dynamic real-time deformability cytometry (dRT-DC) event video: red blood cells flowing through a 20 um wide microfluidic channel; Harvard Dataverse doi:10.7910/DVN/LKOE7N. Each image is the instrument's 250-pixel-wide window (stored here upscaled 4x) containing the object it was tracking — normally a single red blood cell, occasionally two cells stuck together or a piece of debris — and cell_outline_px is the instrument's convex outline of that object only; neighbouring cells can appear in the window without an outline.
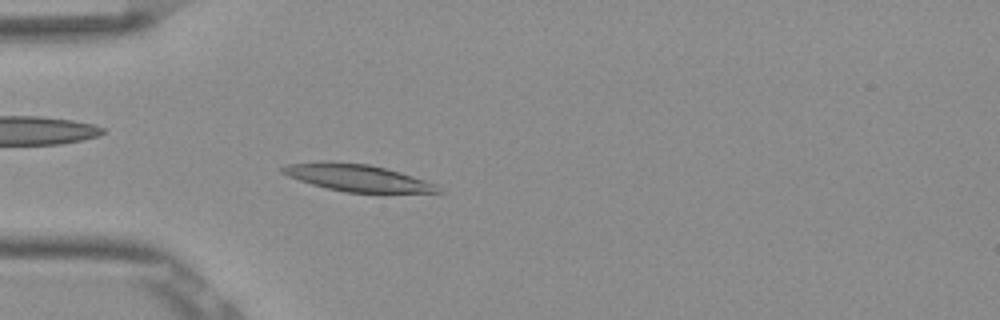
{"species": "Egyptian fruit bat (a non-hibernating species)", "species_latin": "Rousettus aegyptiacus", "temperature_condition": "room temperature", "stored_images_in_passage": 43, "camera_frame_rate_fps": 3000, "um_per_image_px": 0.085, "frame": {"image": 1, "passage_image": 6, "time_ms": 1.667, "image_size_px": [1000, 320], "cell_outline_px": [[444, 192], [344, 192], [312, 184], [288, 176], [280, 172], [280, 168], [284, 164], [320, 160], [332, 160], [368, 164], [400, 172], [436, 184]], "centroid_in_image_um": [30.27, 15.08], "position_along_channel_um": 54.7, "area_um2": 24.51}}
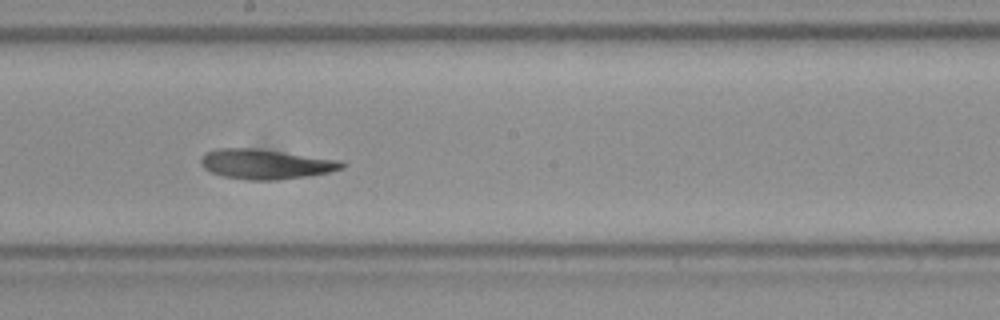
{"frame": {"image": 2, "passage_image": 20, "time_ms": 6.333, "image_size_px": [1000, 320], "cell_outline_px": [[348, 164], [344, 168], [328, 172], [308, 176], [272, 180], [252, 180], [224, 176], [212, 172], [204, 168], [200, 164], [200, 160], [208, 152], [216, 148], [256, 148], [344, 160]], "centroid_in_image_um": [22.66, 13.94], "position_along_channel_um": 225.5, "area_um2": 24.57}}
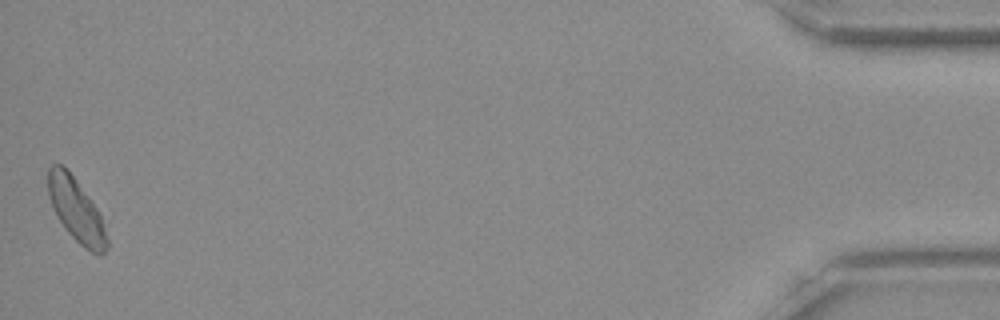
{"frame": {"image": 3, "passage_image": 43, "time_ms": 14.0, "image_size_px": [1000, 320], "cell_outline_px": [[108, 248], [100, 256], [96, 256], [84, 248], [64, 228], [56, 216], [48, 196], [48, 168], [52, 164], [60, 164], [76, 180], [92, 200], [100, 212], [108, 240]], "centroid_in_image_um": [6.5, 17.91], "position_along_channel_um": 428.7, "area_um2": 21.85}, "authors_computed_cell_mechanics": {"area_um2": 23.8714, "velocity_mm_per_s": 3.8502, "shape_relaxation_time_tau1_ms": 4.9985, "shape_relaxation_time_tau2_ms": 4.3063, "deformation_change_tau1": 0.1749, "deformation_change_tau2": 0.1401}}